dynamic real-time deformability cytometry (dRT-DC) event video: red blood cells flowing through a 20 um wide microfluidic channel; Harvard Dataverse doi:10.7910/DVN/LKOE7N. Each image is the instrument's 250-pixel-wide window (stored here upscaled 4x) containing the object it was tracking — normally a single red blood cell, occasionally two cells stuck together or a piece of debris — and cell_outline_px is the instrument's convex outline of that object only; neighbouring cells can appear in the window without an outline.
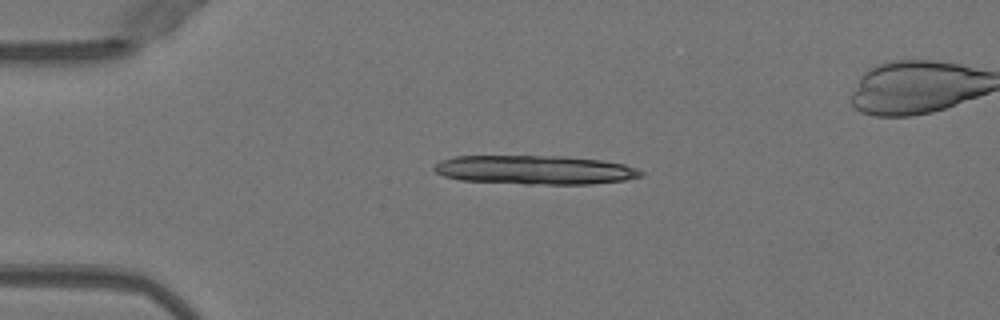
{"species": "Egyptian fruit bat (a non-hibernating species)", "species_latin": "Rousettus aegyptiacus", "temperature_condition": "warm", "stored_images_in_passage": 7, "camera_frame_rate_fps": 3000, "um_per_image_px": 0.085, "animal": {"sex": "female"}, "frame": {"image": 1, "passage_image": 1, "time_ms": 0.0, "image_size_px": [1000, 320], "cell_outline_px": [[644, 176], [624, 180], [592, 184], [524, 184], [460, 180], [444, 176], [436, 172], [432, 168], [440, 160], [456, 156], [564, 156], [600, 160], [624, 164], [636, 168], [644, 172]], "centroid_in_image_um": [45.47, 14.44], "position_along_channel_um": 39.5, "area_um2": 35.03}}